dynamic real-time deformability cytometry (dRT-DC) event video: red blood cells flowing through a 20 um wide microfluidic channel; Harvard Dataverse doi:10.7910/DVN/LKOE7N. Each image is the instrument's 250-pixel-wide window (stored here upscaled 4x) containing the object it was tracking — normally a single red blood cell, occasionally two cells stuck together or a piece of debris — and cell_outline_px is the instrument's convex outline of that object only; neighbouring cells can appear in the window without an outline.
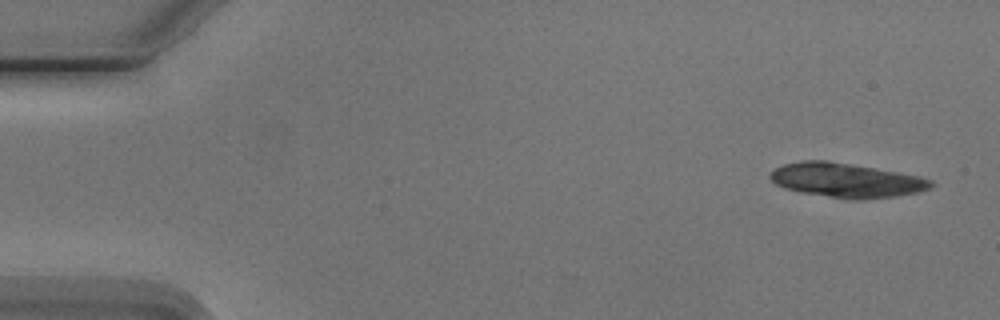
{"species": "Egyptian fruit bat (a non-hibernating species)", "species_latin": "Rousettus aegyptiacus", "temperature_condition": "cold", "stored_images_in_passage": 5, "camera_frame_rate_fps": 3000, "um_per_image_px": 0.085, "animal": {"sex": "male"}, "frame": {"image": 1, "passage_image": 1, "time_ms": 0.0, "image_size_px": [1000, 320], "cell_outline_px": [[936, 184], [928, 188], [916, 192], [892, 196], [860, 200], [856, 200], [804, 192], [784, 188], [776, 184], [768, 176], [776, 168], [784, 164], [800, 160], [828, 160], [896, 172], [916, 176], [932, 180]], "centroid_in_image_um": [71.9, 15.31], "position_along_channel_um": 13.1, "area_um2": 31.5}}